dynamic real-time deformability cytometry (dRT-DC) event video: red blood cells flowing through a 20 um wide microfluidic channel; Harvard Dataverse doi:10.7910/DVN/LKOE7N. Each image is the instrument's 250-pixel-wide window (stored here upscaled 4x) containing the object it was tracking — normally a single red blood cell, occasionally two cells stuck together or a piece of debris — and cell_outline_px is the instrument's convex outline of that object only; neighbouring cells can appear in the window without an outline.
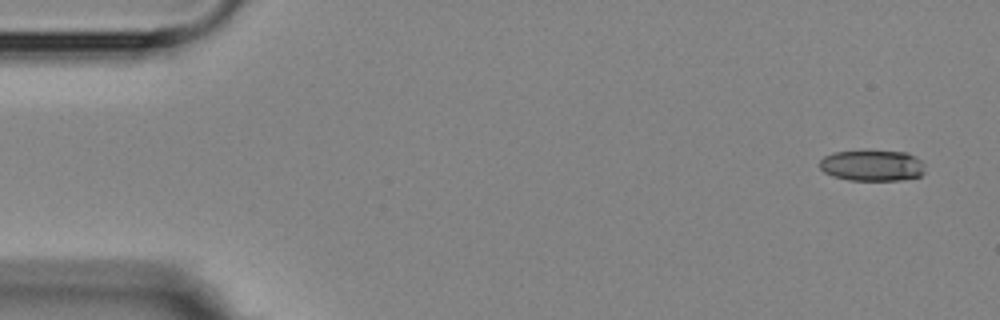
{"species": "Egyptian fruit bat (a non-hibernating species)", "species_latin": "Rousettus aegyptiacus", "temperature_condition": "room temperature", "stored_images_in_passage": 4, "camera_frame_rate_fps": 3000, "um_per_image_px": 0.085, "animal": {"sex": "female"}, "frame": {"image": 1, "passage_image": 1, "time_ms": 0.0, "image_size_px": [1000, 320], "cell_outline_px": [[924, 172], [920, 176], [900, 180], [848, 180], [832, 176], [824, 172], [820, 168], [820, 160], [824, 156], [836, 152], [868, 148], [908, 152], [916, 156], [924, 164]], "centroid_in_image_um": [74.14, 14.02], "position_along_channel_um": 10.9, "area_um2": 19.83}}
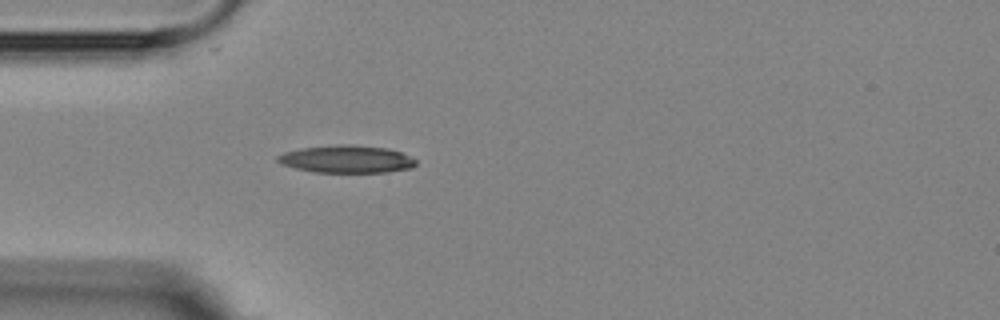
{"frame": {"image": 2, "passage_image": 4, "time_ms": 4.333, "image_size_px": [1000, 320], "cell_outline_px": [[416, 164], [412, 168], [388, 172], [316, 172], [296, 168], [280, 164], [276, 160], [276, 156], [284, 152], [300, 148], [336, 144], [348, 144], [388, 148], [400, 152], [416, 160]], "centroid_in_image_um": [29.43, 13.52], "position_along_channel_um": 55.6, "area_um2": 22.25}}